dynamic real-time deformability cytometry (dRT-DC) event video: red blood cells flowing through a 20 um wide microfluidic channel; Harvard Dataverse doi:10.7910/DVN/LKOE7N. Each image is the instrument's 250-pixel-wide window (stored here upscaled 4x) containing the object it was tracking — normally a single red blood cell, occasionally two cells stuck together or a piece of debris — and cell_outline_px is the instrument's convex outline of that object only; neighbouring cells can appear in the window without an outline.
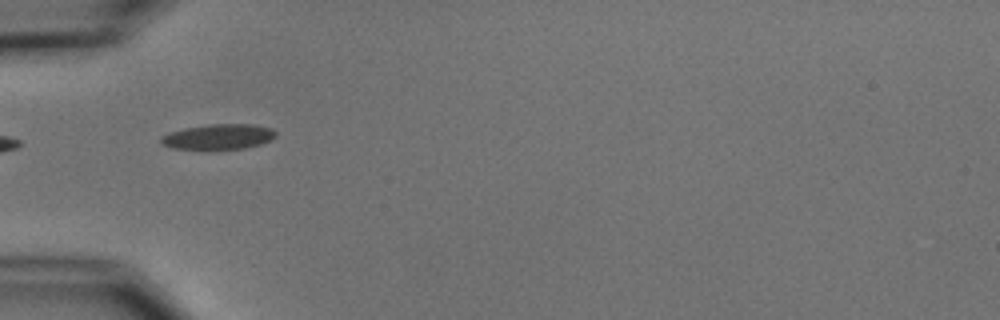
{"species": "common noctule bat (a hibernating species)", "species_latin": "Nyctalus noctula", "temperature_condition": "cold", "stored_images_in_passage": 10, "segment_of_instrument_passage": [2, 2], "camera_frame_rate_fps": 3000, "um_per_image_px": 0.085, "animal": {"sex": "male", "body_mass_g": 15.6}, "frame": {"image": 1, "passage_image": 5, "time_ms": 5.667, "image_size_px": [1000, 320], "cell_outline_px": [[276, 136], [272, 140], [260, 144], [244, 148], [172, 148], [160, 144], [160, 136], [168, 132], [184, 128], [208, 124], [256, 124], [272, 128], [276, 132]], "centroid_in_image_um": [18.57, 11.59], "position_along_channel_um": 66.4, "area_um2": 16.88}}
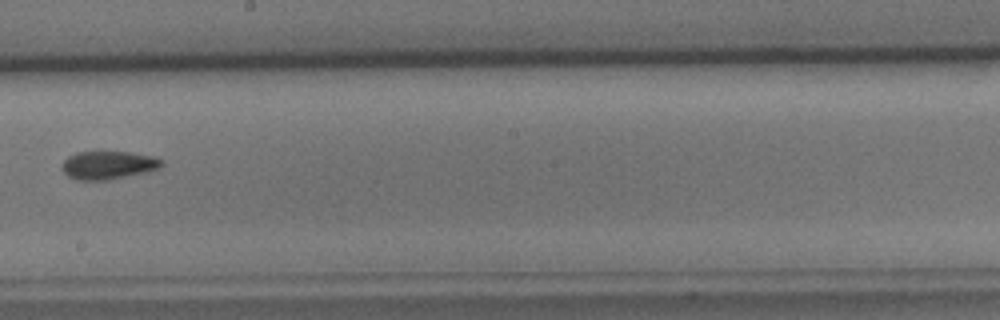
{"frame": {"image": 2, "passage_image": 9, "time_ms": 10.333, "image_size_px": [1000, 320], "cell_outline_px": [[164, 164], [160, 168], [148, 172], [108, 180], [76, 180], [68, 176], [60, 168], [60, 164], [68, 156], [76, 152], [128, 152], [152, 156], [164, 160]], "centroid_in_image_um": [9.19, 14.04], "position_along_channel_um": 239.0, "area_um2": 16.59}}
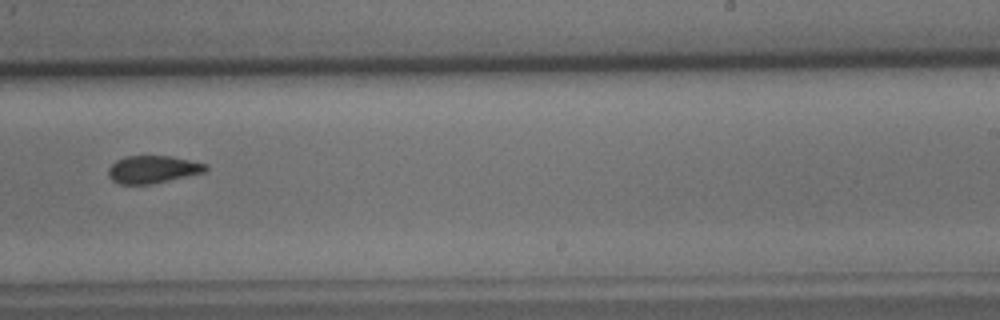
{"frame": {"image": 3, "passage_image": 10, "time_ms": 11.333, "image_size_px": [1000, 320], "cell_outline_px": [[208, 168], [204, 172], [152, 184], [120, 184], [112, 180], [108, 176], [108, 168], [116, 160], [124, 156], [172, 156], [208, 164]], "centroid_in_image_um": [12.97, 14.39], "position_along_channel_um": 276.0, "area_um2": 15.66}}